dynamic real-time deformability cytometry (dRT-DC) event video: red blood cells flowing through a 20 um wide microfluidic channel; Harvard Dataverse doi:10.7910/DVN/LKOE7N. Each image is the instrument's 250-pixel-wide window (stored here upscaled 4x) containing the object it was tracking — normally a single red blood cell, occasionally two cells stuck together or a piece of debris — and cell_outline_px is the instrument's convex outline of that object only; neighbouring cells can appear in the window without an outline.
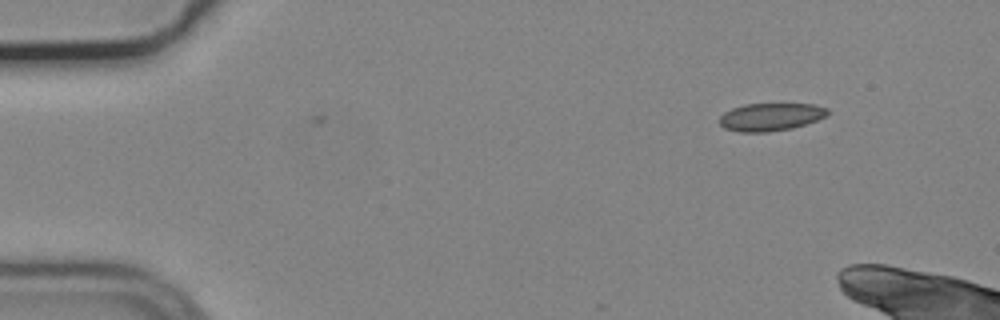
{"species": "common noctule bat (a hibernating species)", "species_latin": "Nyctalus noctula", "temperature_condition": "cold", "stored_images_in_passage": 3, "camera_frame_rate_fps": 3000, "um_per_image_px": 0.085, "animal": {"sex": "male", "body_mass_g": 19.2, "forearm_length_mm": 51.8}, "frame": {"image": 1, "passage_image": 1, "time_ms": 0.0, "image_size_px": [1000, 320], "cell_outline_px": [[828, 116], [792, 128], [768, 132], [740, 132], [724, 128], [720, 124], [720, 116], [724, 112], [732, 108], [744, 104], [816, 104], [828, 108]], "centroid_in_image_um": [65.51, 9.93], "position_along_channel_um": 19.5, "area_um2": 17.51}}